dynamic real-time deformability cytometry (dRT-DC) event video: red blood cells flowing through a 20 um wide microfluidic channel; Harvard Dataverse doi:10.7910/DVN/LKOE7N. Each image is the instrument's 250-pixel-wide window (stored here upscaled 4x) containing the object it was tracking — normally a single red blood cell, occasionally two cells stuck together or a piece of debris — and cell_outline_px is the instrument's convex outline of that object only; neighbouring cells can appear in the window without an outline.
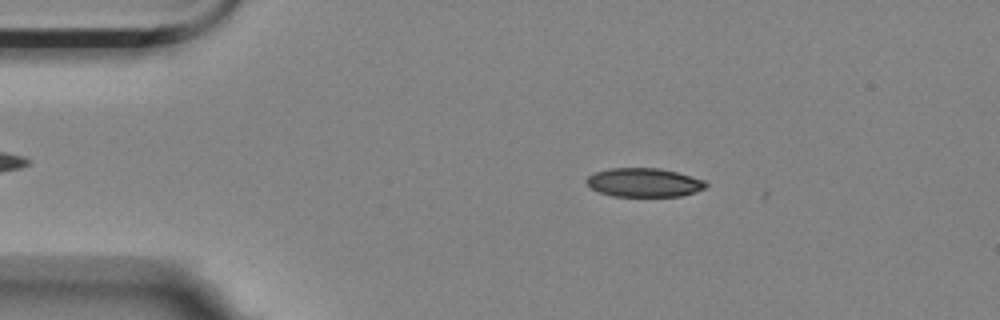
{"species": "Egyptian fruit bat (a non-hibernating species)", "species_latin": "Rousettus aegyptiacus", "temperature_condition": "room temperature", "stored_images_in_passage": 4, "camera_frame_rate_fps": 3000, "um_per_image_px": 0.085, "animal": {"sex": "female"}, "frame": {"image": 1, "passage_image": 2, "time_ms": 0.333, "image_size_px": [1000, 320], "cell_outline_px": [[708, 184], [704, 188], [696, 192], [680, 196], [612, 196], [600, 192], [592, 188], [584, 180], [588, 176], [596, 172], [608, 168], [660, 168], [676, 172], [704, 180]], "centroid_in_image_um": [54.73, 15.51], "position_along_channel_um": 30.3, "area_um2": 19.94}}